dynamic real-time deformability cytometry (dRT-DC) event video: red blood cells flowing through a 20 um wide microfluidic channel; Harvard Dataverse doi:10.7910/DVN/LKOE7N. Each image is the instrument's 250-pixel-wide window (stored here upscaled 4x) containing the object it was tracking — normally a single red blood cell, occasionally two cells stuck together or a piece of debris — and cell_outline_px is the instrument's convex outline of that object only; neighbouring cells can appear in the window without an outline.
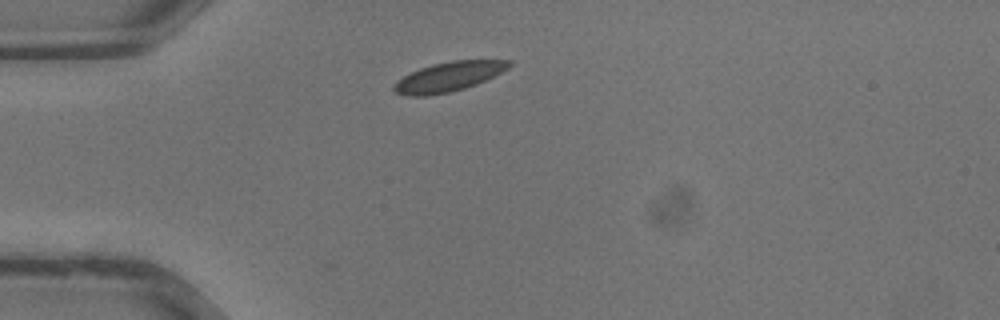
{"species": "common noctule bat (a hibernating species)", "species_latin": "Nyctalus noctula", "temperature_condition": "warm", "stored_images_in_passage": 24, "camera_frame_rate_fps": 3000, "um_per_image_px": 0.085, "animal": {"sex": "male", "body_mass_g": 13.3}, "frame": {"image": 1, "passage_image": 1, "time_ms": 0.0, "image_size_px": [1000, 320], "cell_outline_px": [[512, 64], [508, 68], [476, 84], [464, 88], [448, 92], [424, 96], [408, 96], [396, 92], [392, 88], [392, 84], [396, 80], [420, 68], [432, 64], [452, 60], [512, 60]], "centroid_in_image_um": [38.09, 6.51], "position_along_channel_um": 46.9, "area_um2": 19.59}}
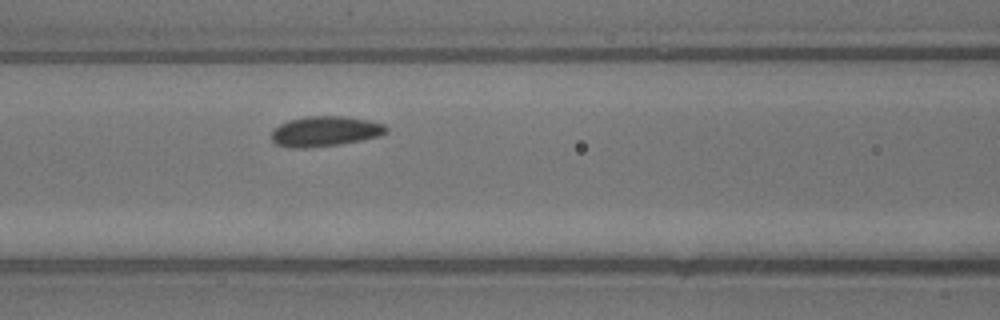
{"frame": {"image": 2, "passage_image": 7, "time_ms": 2.0, "image_size_px": [1000, 320], "cell_outline_px": [[388, 132], [380, 136], [360, 140], [336, 144], [304, 148], [292, 148], [276, 144], [272, 140], [272, 132], [280, 124], [288, 120], [304, 116], [344, 116], [368, 120], [384, 124], [388, 128]], "centroid_in_image_um": [27.64, 11.15], "position_along_channel_um": 139.0, "area_um2": 20.06}}
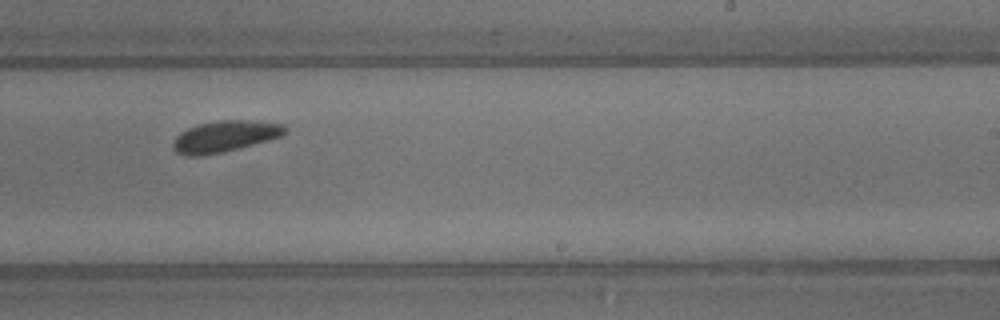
{"frame": {"image": 3, "passage_image": 14, "time_ms": 4.333, "image_size_px": [1000, 320], "cell_outline_px": [[288, 132], [284, 136], [204, 156], [184, 156], [176, 152], [172, 148], [172, 140], [180, 132], [188, 128], [200, 124], [220, 120], [252, 120], [284, 124], [288, 128]], "centroid_in_image_um": [19.12, 11.58], "position_along_channel_um": 269.9, "area_um2": 20.52}}